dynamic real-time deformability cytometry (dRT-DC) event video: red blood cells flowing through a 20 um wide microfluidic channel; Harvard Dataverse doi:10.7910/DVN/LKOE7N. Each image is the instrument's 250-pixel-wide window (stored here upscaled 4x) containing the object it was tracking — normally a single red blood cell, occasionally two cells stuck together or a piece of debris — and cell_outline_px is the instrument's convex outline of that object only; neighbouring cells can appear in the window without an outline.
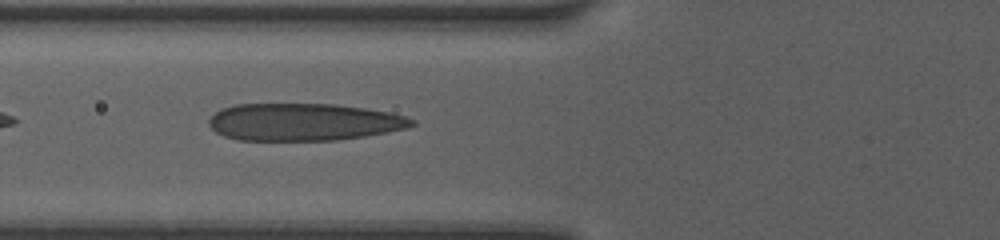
{"species": "human", "species_latin": "Homo sapiens", "temperature_condition": "room temperature", "stored_images_in_passage": 45, "camera_frame_rate_fps": 3000, "um_per_image_px": 0.085, "donor": {"sex": "female"}, "frame": {"image": 1, "passage_image": 14, "time_ms": 6.0, "image_size_px": [1000, 240], "cell_outline_px": [[416, 124], [408, 128], [388, 132], [364, 136], [336, 140], [236, 140], [224, 136], [216, 132], [208, 124], [208, 120], [220, 108], [236, 104], [336, 104], [364, 108], [388, 112], [404, 116], [416, 120]], "centroid_in_image_um": [25.81, 10.37], "position_along_channel_um": 100.0, "area_um2": 44.27}}
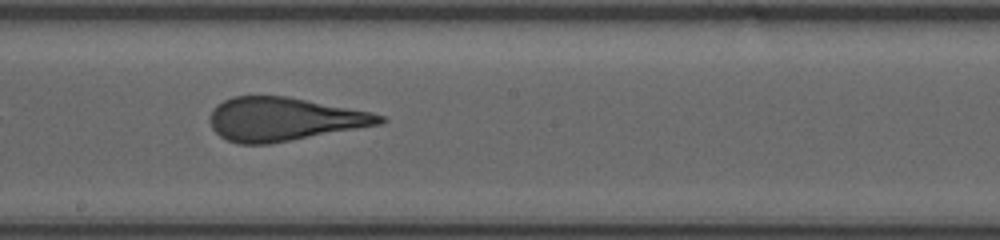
{"frame": {"image": 2, "passage_image": 21, "time_ms": 9.0, "image_size_px": [1000, 240], "cell_outline_px": [[388, 120], [380, 124], [268, 144], [240, 144], [228, 140], [220, 136], [212, 128], [208, 120], [212, 108], [216, 104], [232, 96], [288, 96], [372, 112], [384, 116]], "centroid_in_image_um": [24.09, 10.11], "position_along_channel_um": 224.1, "area_um2": 42.95}}
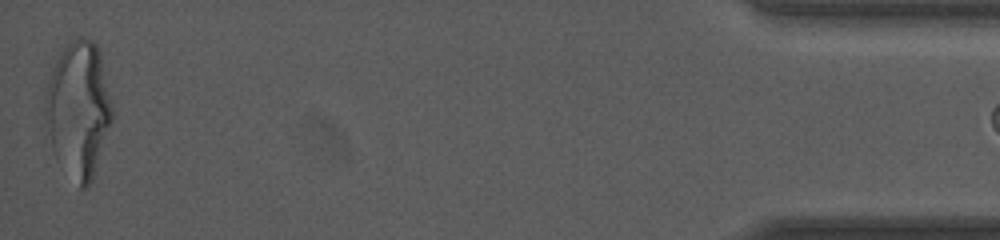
{"frame": {"image": 3, "passage_image": 44, "time_ms": 16.0, "image_size_px": [1000, 240], "cell_outline_px": [[112, 120], [92, 180], [84, 188], [80, 188], [52, 152], [44, 136], [44, 92], [52, 68], [60, 52], [72, 40], [80, 36], [92, 40], [100, 48], [112, 108]], "centroid_in_image_um": [6.62, 9.28], "position_along_channel_um": 428.6, "area_um2": 53.58}}